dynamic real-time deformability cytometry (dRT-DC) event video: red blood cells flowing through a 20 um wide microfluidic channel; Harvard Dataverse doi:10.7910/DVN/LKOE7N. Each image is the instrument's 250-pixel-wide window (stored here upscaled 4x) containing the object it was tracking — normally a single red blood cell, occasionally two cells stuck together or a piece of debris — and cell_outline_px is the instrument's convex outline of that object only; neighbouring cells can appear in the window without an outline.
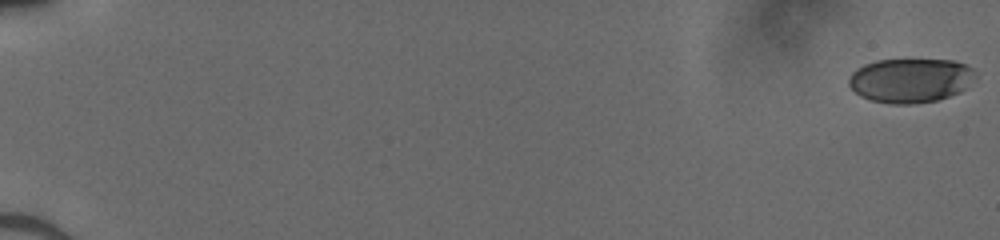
{"species": "human", "species_latin": "Homo sapiens", "temperature_condition": "cold", "stored_images_in_passage": 46, "camera_frame_rate_fps": 3000, "um_per_image_px": 0.085, "donor": {"sex": "male"}, "frame": {"image": 1, "passage_image": 1, "time_ms": 0.0, "image_size_px": [1000, 240], "cell_outline_px": [[976, 76], [960, 92], [936, 100], [912, 104], [888, 104], [868, 100], [860, 96], [848, 84], [848, 80], [852, 72], [856, 68], [864, 64], [876, 60], [952, 60], [964, 64], [972, 68]], "centroid_in_image_um": [77.34, 6.84], "position_along_channel_um": 7.7, "area_um2": 32.66}}
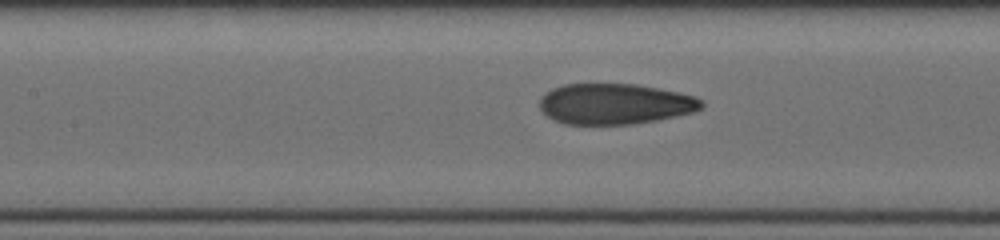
{"frame": {"image": 2, "passage_image": 27, "time_ms": 8.667, "image_size_px": [1000, 240], "cell_outline_px": [[704, 104], [700, 108], [692, 112], [676, 116], [656, 120], [632, 124], [564, 124], [548, 116], [540, 108], [540, 96], [544, 92], [552, 88], [564, 84], [636, 84], [680, 92], [696, 96]], "centroid_in_image_um": [52.25, 8.82], "position_along_channel_um": 155.2, "area_um2": 38.38}}
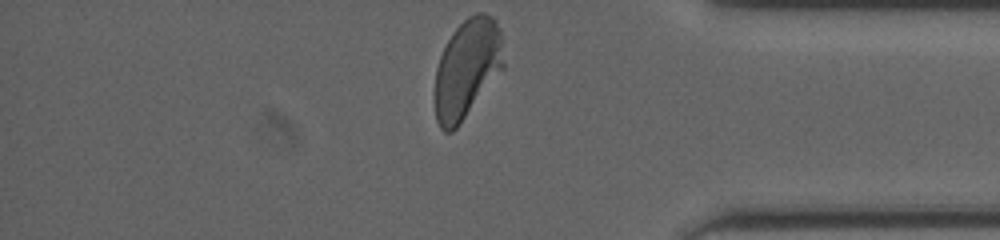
{"frame": {"image": 3, "passage_image": 46, "time_ms": 15.0, "image_size_px": [1000, 240], "cell_outline_px": [[504, 68], [456, 128], [452, 132], [444, 132], [440, 128], [436, 120], [436, 68], [440, 56], [452, 32], [468, 16], [476, 12], [484, 12], [492, 16], [496, 20], [500, 28], [504, 64]], "centroid_in_image_um": [39.72, 5.8], "position_along_channel_um": 395.5, "area_um2": 39.48}}